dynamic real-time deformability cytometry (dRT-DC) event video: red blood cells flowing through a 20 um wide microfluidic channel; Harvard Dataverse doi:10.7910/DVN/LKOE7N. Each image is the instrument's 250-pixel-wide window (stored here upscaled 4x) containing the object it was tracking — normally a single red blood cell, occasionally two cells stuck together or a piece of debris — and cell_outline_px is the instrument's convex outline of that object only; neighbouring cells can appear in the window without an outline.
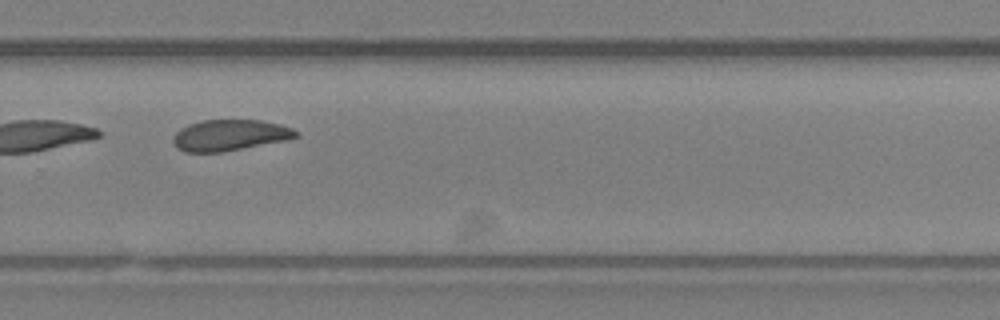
{"species": "Egyptian fruit bat (a non-hibernating species)", "species_latin": "Rousettus aegyptiacus", "temperature_condition": "room temperature", "stored_images_in_passage": 28, "camera_frame_rate_fps": 3000, "um_per_image_px": 0.085, "animal": {"sex": "female"}, "frame": {"image": 1, "passage_image": 20, "time_ms": 6.333, "image_size_px": [1000, 320], "cell_outline_px": [[300, 132], [296, 136], [284, 140], [220, 152], [184, 152], [176, 148], [172, 140], [176, 132], [180, 128], [188, 124], [200, 120], [260, 120], [280, 124], [292, 128]], "centroid_in_image_um": [19.48, 11.48], "position_along_channel_um": 310.3, "area_um2": 22.08}}